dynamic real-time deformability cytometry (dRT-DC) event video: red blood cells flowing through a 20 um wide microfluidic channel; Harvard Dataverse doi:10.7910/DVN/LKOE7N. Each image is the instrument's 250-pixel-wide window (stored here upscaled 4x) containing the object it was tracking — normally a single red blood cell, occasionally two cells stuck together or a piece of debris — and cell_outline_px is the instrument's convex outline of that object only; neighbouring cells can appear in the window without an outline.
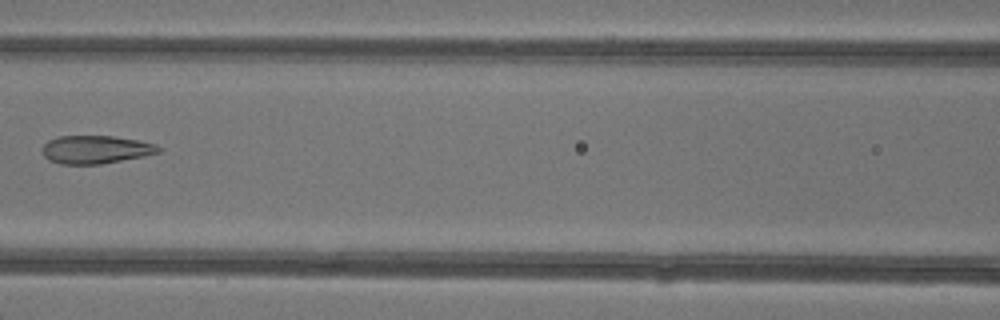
{"species": "common noctule bat (a hibernating species)", "species_latin": "Nyctalus noctula", "temperature_condition": "warm", "stored_images_in_passage": 5, "camera_frame_rate_fps": 3000, "um_per_image_px": 0.085, "animal": {"sex": "female"}, "frame": {"image": 1, "passage_image": 5, "time_ms": 4.667, "image_size_px": [1000, 320], "cell_outline_px": [[160, 152], [144, 156], [100, 164], [60, 164], [48, 160], [44, 156], [40, 148], [48, 140], [56, 136], [112, 136], [136, 140], [156, 144], [160, 148]], "centroid_in_image_um": [8.07, 12.71], "position_along_channel_um": 158.5, "area_um2": 19.07}}